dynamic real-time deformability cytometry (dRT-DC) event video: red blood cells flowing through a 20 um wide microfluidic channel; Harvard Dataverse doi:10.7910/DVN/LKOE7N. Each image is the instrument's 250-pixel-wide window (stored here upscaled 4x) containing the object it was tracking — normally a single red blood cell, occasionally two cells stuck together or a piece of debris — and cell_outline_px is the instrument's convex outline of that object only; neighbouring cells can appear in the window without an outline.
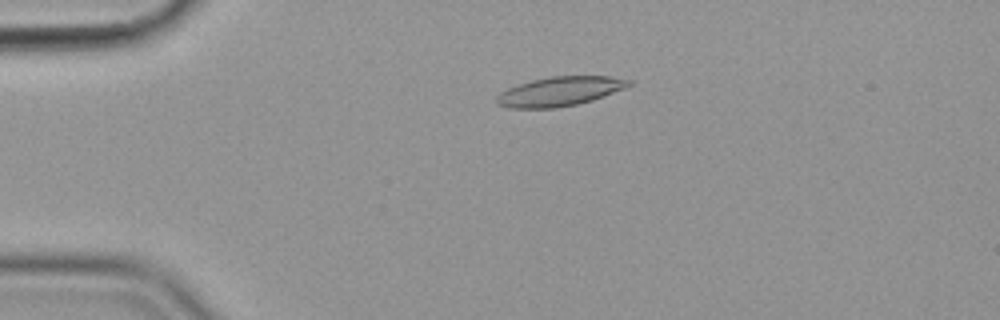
{"species": "common noctule bat (a hibernating species)", "species_latin": "Nyctalus noctula", "temperature_condition": "cold", "stored_images_in_passage": 51, "camera_frame_rate_fps": 3000, "um_per_image_px": 0.085, "animal": {"sex": "female", "body_mass_g": 19.9}, "frame": {"image": 1, "passage_image": 7, "time_ms": 2.0, "image_size_px": [1000, 320], "cell_outline_px": [[632, 84], [624, 88], [604, 96], [592, 100], [576, 104], [556, 108], [508, 108], [496, 104], [496, 96], [500, 92], [516, 84], [532, 80], [552, 76], [612, 76], [632, 80]], "centroid_in_image_um": [47.56, 7.76], "position_along_channel_um": 37.4, "area_um2": 22.66}}
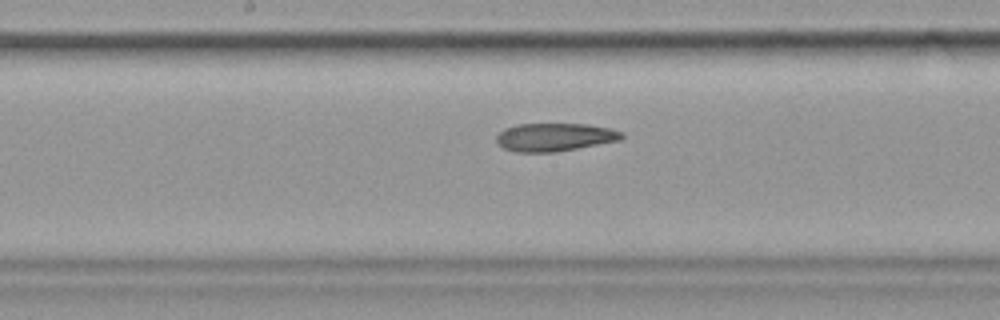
{"frame": {"image": 2, "passage_image": 24, "time_ms": 7.667, "image_size_px": [1000, 320], "cell_outline_px": [[624, 136], [620, 140], [556, 152], [516, 152], [504, 148], [496, 140], [496, 136], [504, 128], [516, 124], [588, 124], [612, 128], [624, 132]], "centroid_in_image_um": [47.17, 11.65], "position_along_channel_um": 201.0, "area_um2": 20.58}}
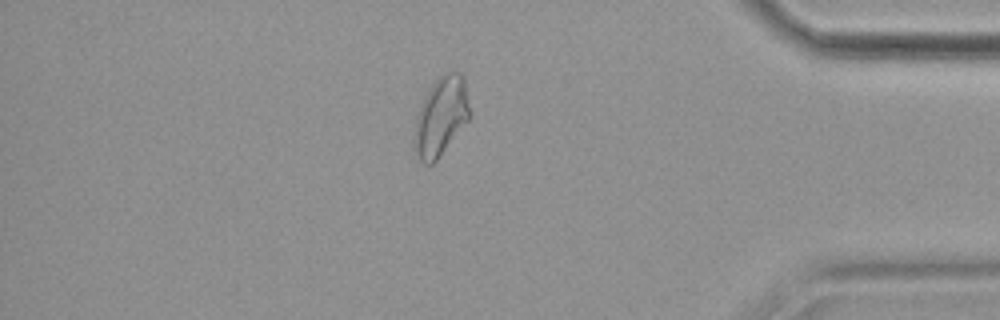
{"frame": {"image": 3, "passage_image": 43, "time_ms": 14.0, "image_size_px": [1000, 320], "cell_outline_px": [[472, 112], [468, 120], [436, 160], [432, 164], [424, 164], [420, 160], [412, 148], [412, 140], [416, 116], [424, 96], [428, 88], [444, 72], [460, 72], [464, 80]], "centroid_in_image_um": [37.45, 9.9], "position_along_channel_um": 397.7, "area_um2": 25.66}, "authors_computed_cell_mechanics": {"area_um2": 22.3108, "velocity_mm_per_s": 3.5658, "shape_relaxation_time_tau1_ms": null, "shape_relaxation_time_tau2_ms": 4.5291, "deformation_change_tau1": null, "deformation_change_tau2": 0.1351}}